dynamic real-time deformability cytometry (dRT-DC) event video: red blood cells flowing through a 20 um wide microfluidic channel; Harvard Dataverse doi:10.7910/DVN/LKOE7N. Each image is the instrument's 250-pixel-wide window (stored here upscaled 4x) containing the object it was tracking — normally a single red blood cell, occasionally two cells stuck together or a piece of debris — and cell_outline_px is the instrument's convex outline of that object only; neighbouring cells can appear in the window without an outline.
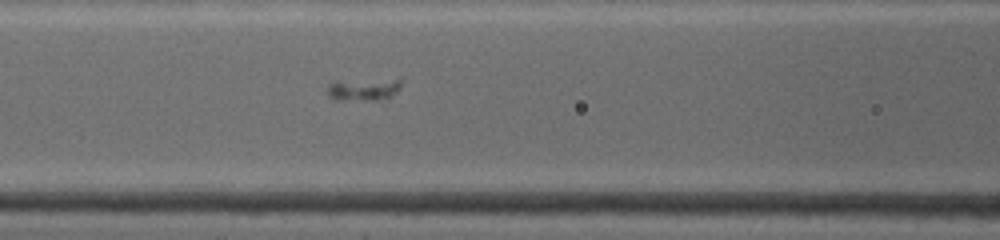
{"species": "common noctule bat (a hibernating species)", "species_latin": "Nyctalus noctula", "temperature_condition": "warm", "stored_images_in_passage": 39, "camera_frame_rate_fps": 4500, "um_per_image_px": 0.085, "animal": {"sex": "female", "body_mass_g": 19.0, "forearm_length_mm": 53.3}, "frame": {"image": 1, "passage_image": 30, "time_ms": 4.667, "image_size_px": [1000, 240], "cell_outline_px": [[404, 76], [400, 88], [392, 96], [376, 100], [332, 100], [328, 96], [328, 84], [336, 80]], "centroid_in_image_um": [30.98, 7.52], "position_along_channel_um": 135.6, "area_um2": 10.58}}